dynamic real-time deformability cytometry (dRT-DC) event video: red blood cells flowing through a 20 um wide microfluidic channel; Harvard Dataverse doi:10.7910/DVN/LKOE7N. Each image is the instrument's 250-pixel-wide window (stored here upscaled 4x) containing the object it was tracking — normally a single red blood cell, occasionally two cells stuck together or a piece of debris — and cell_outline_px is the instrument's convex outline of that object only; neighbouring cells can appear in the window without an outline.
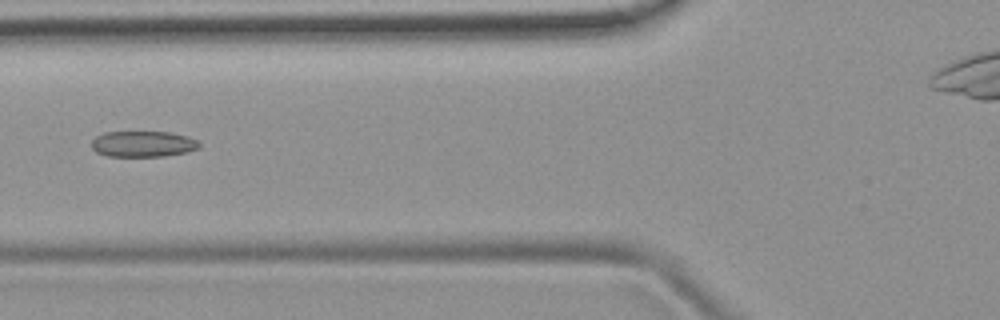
{"species": "common noctule bat (a hibernating species)", "species_latin": "Nyctalus noctula", "temperature_condition": "room temperature", "stored_images_in_passage": 38, "camera_frame_rate_fps": 3000, "um_per_image_px": 0.085, "animal": {"sex": "female", "body_mass_g": 19.9}, "frame": {"image": 1, "passage_image": 6, "time_ms": 1.667, "image_size_px": [1000, 320], "cell_outline_px": [[200, 148], [188, 152], [164, 156], [108, 156], [96, 152], [92, 148], [92, 140], [96, 136], [104, 132], [168, 132], [188, 136], [196, 140], [200, 144]], "centroid_in_image_um": [12.17, 12.24], "position_along_channel_um": 113.6, "area_um2": 16.3}}
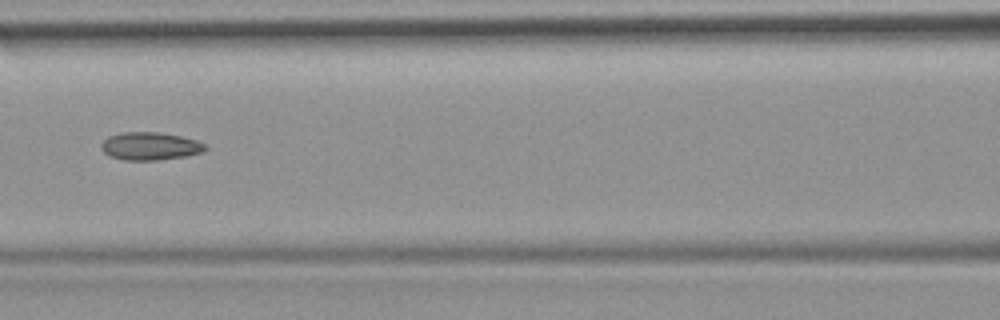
{"frame": {"image": 2, "passage_image": 9, "time_ms": 2.667, "image_size_px": [1000, 320], "cell_outline_px": [[208, 148], [204, 152], [184, 156], [156, 160], [124, 160], [108, 156], [100, 148], [100, 144], [108, 136], [124, 132], [160, 132], [180, 136], [196, 140], [208, 144]], "centroid_in_image_um": [12.77, 12.42], "position_along_channel_um": 153.8, "area_um2": 17.05}}
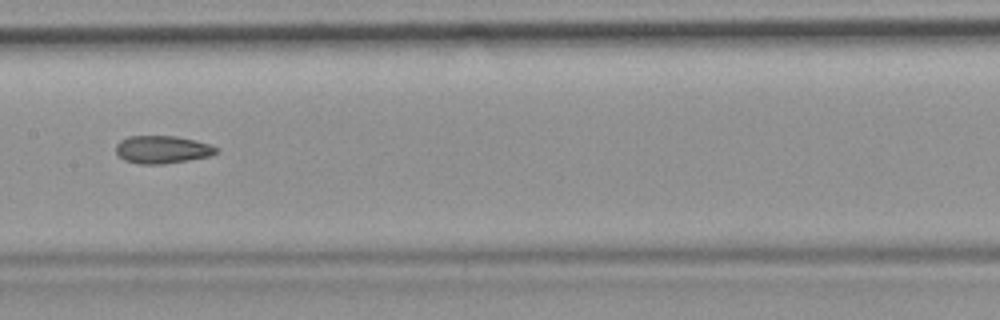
{"frame": {"image": 3, "passage_image": 12, "time_ms": 3.667, "image_size_px": [1000, 320], "cell_outline_px": [[216, 152], [212, 156], [164, 164], [140, 164], [124, 160], [116, 152], [116, 144], [120, 140], [128, 136], [176, 136], [208, 144], [216, 148]], "centroid_in_image_um": [13.75, 12.71], "position_along_channel_um": 193.6, "area_um2": 16.07}, "authors_computed_cell_mechanics": {"area_um2": 16.2418, "velocity_mm_per_s": 3.9913, "shape_relaxation_time_tau1_ms": null, "shape_relaxation_time_tau2_ms": 5.7777, "deformation_change_tau1": null, "deformation_change_tau2": 0.15}}